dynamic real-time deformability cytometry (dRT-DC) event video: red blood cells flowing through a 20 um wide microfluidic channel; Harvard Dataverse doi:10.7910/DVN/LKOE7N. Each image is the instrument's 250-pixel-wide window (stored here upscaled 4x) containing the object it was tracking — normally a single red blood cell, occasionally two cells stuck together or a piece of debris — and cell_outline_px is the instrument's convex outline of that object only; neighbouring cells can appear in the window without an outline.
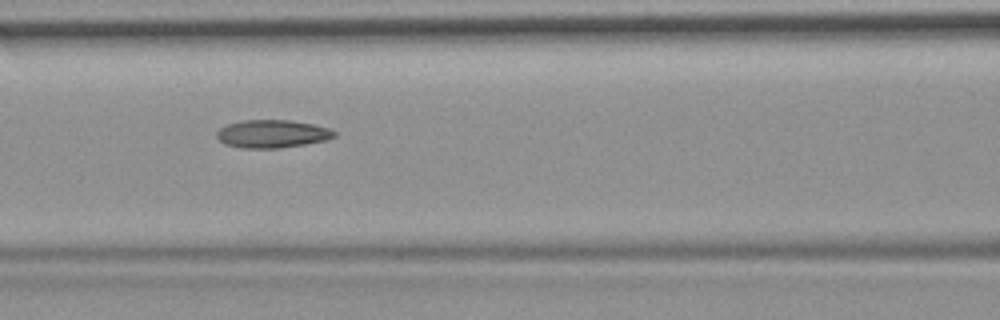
{"species": "common noctule bat (a hibernating species)", "species_latin": "Nyctalus noctula", "temperature_condition": "room temperature", "stored_images_in_passage": 55, "camera_frame_rate_fps": 3000, "um_per_image_px": 0.085, "animal": {"sex": "female", "body_mass_g": 19.9}, "frame": {"image": 1, "passage_image": 24, "time_ms": 7.667, "image_size_px": [1000, 320], "cell_outline_px": [[336, 136], [328, 140], [280, 148], [240, 148], [224, 144], [216, 136], [216, 132], [220, 128], [228, 124], [244, 120], [292, 120], [312, 124], [328, 128], [336, 132]], "centroid_in_image_um": [23.14, 11.38], "position_along_channel_um": 143.5, "area_um2": 19.19}}
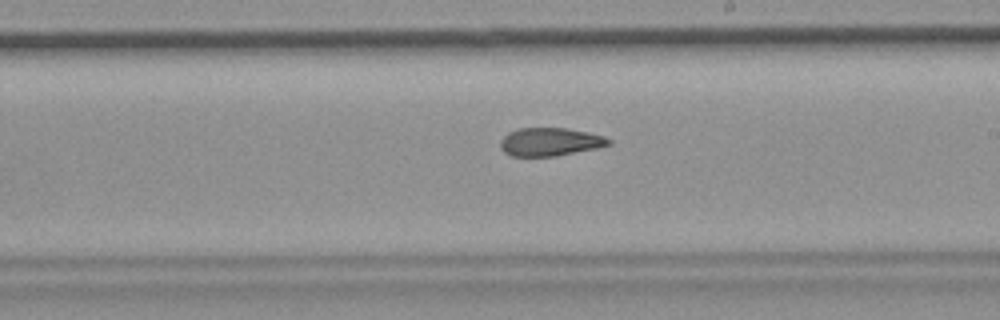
{"frame": {"image": 2, "passage_image": 32, "time_ms": 10.333, "image_size_px": [1000, 320], "cell_outline_px": [[612, 144], [596, 148], [556, 156], [512, 156], [504, 152], [500, 148], [500, 140], [508, 132], [516, 128], [568, 128], [588, 132], [604, 136], [612, 140]], "centroid_in_image_um": [46.75, 12.05], "position_along_channel_um": 242.3, "area_um2": 17.92}, "authors_computed_cell_mechanics": {"area_um2": 19.363, "velocity_mm_per_s": 3.7256, "shape_relaxation_time_tau1_ms": null, "shape_relaxation_time_tau2_ms": 3.4764, "deformation_change_tau1": null, "deformation_change_tau2": 0.1142}}